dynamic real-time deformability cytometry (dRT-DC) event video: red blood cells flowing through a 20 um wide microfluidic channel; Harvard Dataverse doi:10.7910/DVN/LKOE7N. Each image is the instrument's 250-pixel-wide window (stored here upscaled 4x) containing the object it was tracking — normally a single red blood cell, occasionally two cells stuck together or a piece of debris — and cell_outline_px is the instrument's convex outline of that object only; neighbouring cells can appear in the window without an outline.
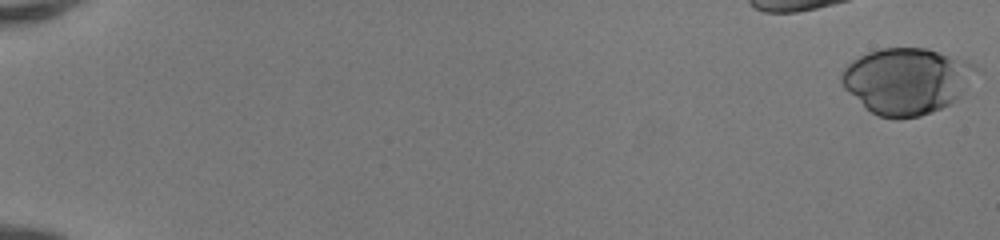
{"species": "human", "species_latin": "Homo sapiens", "temperature_condition": "room temperature", "stored_images_in_passage": 52, "camera_frame_rate_fps": 3000, "um_per_image_px": 0.085, "donor": {"sex": "female"}, "frame": {"image": 1, "passage_image": 1, "time_ms": 0.0, "image_size_px": [1000, 240], "cell_outline_px": [[980, 68], [956, 100], [952, 104], [932, 112], [920, 116], [896, 120], [880, 116], [872, 112], [848, 92], [844, 88], [840, 80], [840, 76], [844, 68], [852, 60], [868, 52], [880, 48], [928, 48], [968, 60], [976, 64]], "centroid_in_image_um": [77.09, 6.87], "position_along_channel_um": 7.9, "area_um2": 52.08}}
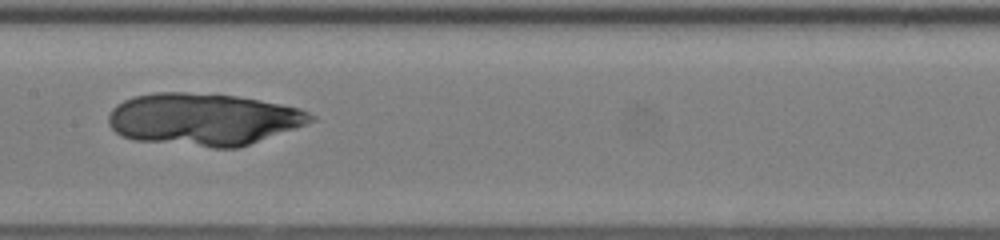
{"frame": {"image": 2, "passage_image": 29, "time_ms": 9.333, "image_size_px": [1000, 240], "cell_outline_px": [[316, 120], [296, 128], [236, 148], [212, 148], [136, 140], [124, 136], [116, 132], [108, 124], [108, 116], [112, 108], [116, 104], [124, 100], [136, 96], [156, 92], [184, 92], [236, 96], [260, 100], [300, 108], [316, 116]], "centroid_in_image_um": [17.29, 10.14], "position_along_channel_um": 190.1, "area_um2": 61.38}}
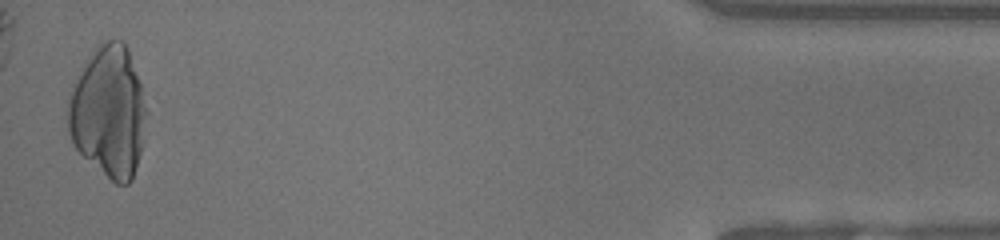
{"frame": {"image": 3, "passage_image": 51, "time_ms": 16.667, "image_size_px": [1000, 240], "cell_outline_px": [[144, 140], [136, 168], [132, 180], [128, 184], [116, 184], [84, 156], [76, 148], [68, 132], [68, 100], [88, 60], [100, 40], [124, 40], [128, 48], [140, 84], [144, 108]], "centroid_in_image_um": [9.24, 9.52], "position_along_channel_um": 426.0, "area_um2": 58.72}}